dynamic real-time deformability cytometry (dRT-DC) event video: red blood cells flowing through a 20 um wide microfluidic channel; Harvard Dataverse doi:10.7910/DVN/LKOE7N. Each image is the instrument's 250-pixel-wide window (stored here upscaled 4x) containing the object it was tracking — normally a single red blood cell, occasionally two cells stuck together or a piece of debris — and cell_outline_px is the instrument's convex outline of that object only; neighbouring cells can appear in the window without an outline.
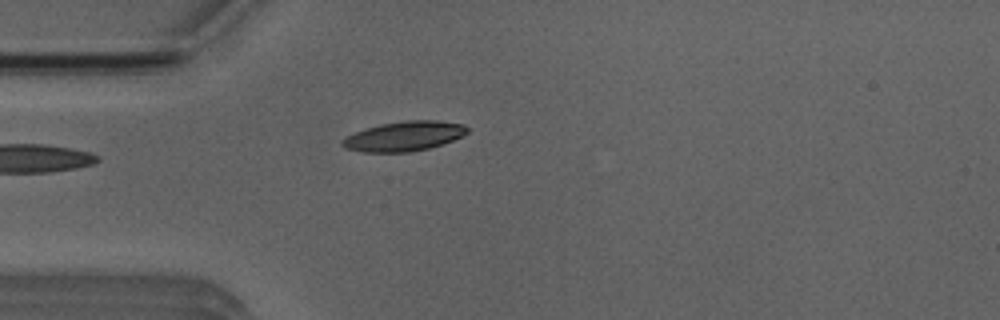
{"species": "Egyptian fruit bat (a non-hibernating species)", "species_latin": "Rousettus aegyptiacus", "temperature_condition": "room temperature", "stored_images_in_passage": 2, "camera_frame_rate_fps": 3000, "um_per_image_px": 0.085, "animal": {"sex": "male"}, "frame": {"image": 1, "passage_image": 2, "time_ms": 1.333, "image_size_px": [1000, 320], "cell_outline_px": [[468, 132], [452, 140], [428, 148], [408, 152], [364, 152], [344, 148], [340, 144], [340, 140], [344, 136], [364, 128], [380, 124], [404, 120], [436, 120], [464, 124], [468, 128]], "centroid_in_image_um": [34.27, 11.57], "position_along_channel_um": 50.7, "area_um2": 21.73}}